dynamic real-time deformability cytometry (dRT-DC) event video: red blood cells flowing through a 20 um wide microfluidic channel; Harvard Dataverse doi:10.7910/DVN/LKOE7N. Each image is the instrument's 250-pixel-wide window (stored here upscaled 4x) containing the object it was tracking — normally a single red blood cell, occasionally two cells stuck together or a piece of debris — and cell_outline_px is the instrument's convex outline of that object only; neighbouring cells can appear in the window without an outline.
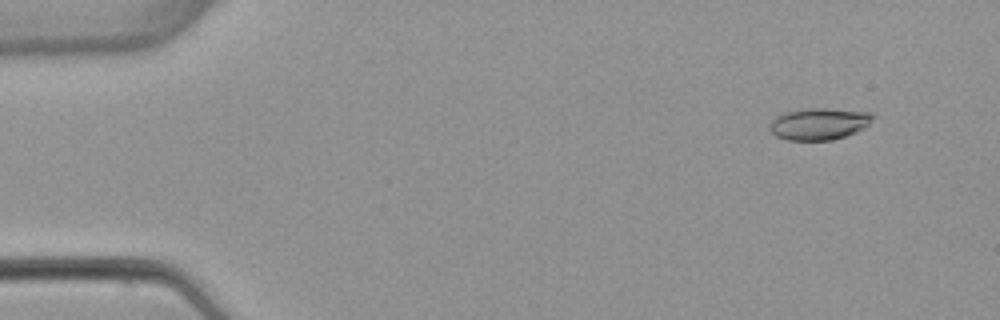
{"species": "common noctule bat (a hibernating species)", "species_latin": "Nyctalus noctula", "temperature_condition": "warm", "stored_images_in_passage": 5, "camera_frame_rate_fps": 3000, "um_per_image_px": 0.085, "animal": {"sex": "female", "body_mass_g": 22.7, "forearm_length_mm": 54.2}, "frame": {"image": 1, "passage_image": 2, "time_ms": 1.333, "image_size_px": [1000, 320], "cell_outline_px": [[876, 116], [864, 128], [856, 132], [832, 140], [788, 140], [776, 136], [768, 128], [768, 124], [776, 116], [788, 112], [808, 108], [820, 108], [872, 112]], "centroid_in_image_um": [69.63, 10.53], "position_along_channel_um": 15.4, "area_um2": 19.07}}
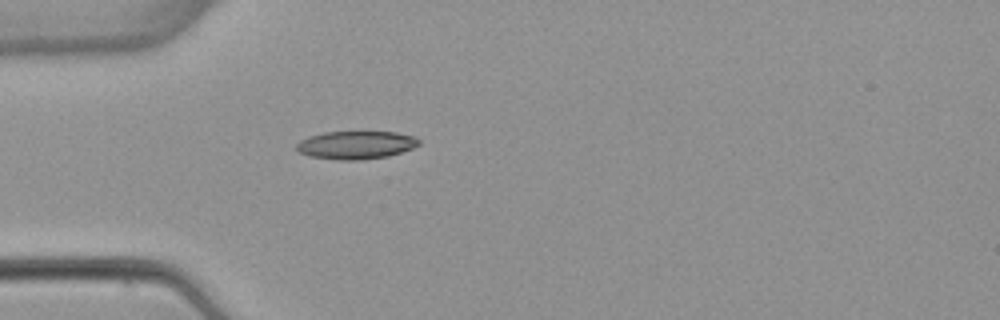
{"frame": {"image": 2, "passage_image": 5, "time_ms": 5.0, "image_size_px": [1000, 320], "cell_outline_px": [[420, 144], [412, 148], [388, 156], [360, 160], [340, 160], [308, 156], [300, 152], [296, 148], [296, 144], [300, 140], [308, 136], [324, 132], [396, 132], [416, 136], [420, 140]], "centroid_in_image_um": [30.26, 12.32], "position_along_channel_um": 54.7, "area_um2": 20.06}}